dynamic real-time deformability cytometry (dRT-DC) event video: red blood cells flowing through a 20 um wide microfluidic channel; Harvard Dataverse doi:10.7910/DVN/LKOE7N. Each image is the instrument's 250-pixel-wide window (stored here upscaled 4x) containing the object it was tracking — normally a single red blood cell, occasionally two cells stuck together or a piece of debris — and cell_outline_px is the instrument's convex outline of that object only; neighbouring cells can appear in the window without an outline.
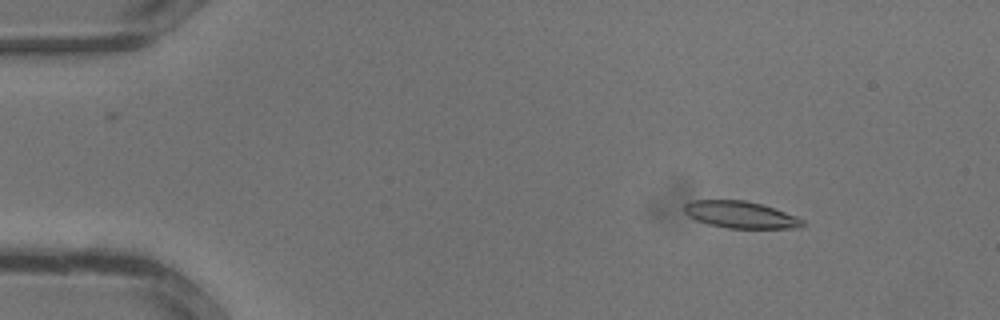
{"species": "common noctule bat (a hibernating species)", "species_latin": "Nyctalus noctula", "temperature_condition": "warm", "stored_images_in_passage": 34, "camera_frame_rate_fps": 3000, "um_per_image_px": 0.085, "animal": {"sex": "male", "body_mass_g": 13.3}, "frame": {"image": 1, "passage_image": 5, "time_ms": 1.333, "image_size_px": [1000, 320], "cell_outline_px": [[804, 224], [800, 228], [728, 228], [708, 224], [696, 220], [688, 216], [684, 212], [684, 204], [692, 200], [744, 200], [760, 204], [796, 216], [804, 220]], "centroid_in_image_um": [62.91, 18.25], "position_along_channel_um": 22.1, "area_um2": 18.44}}
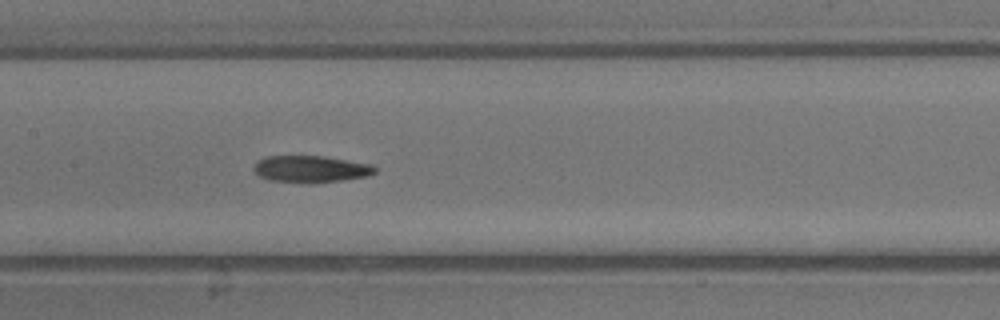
{"frame": {"image": 2, "passage_image": 17, "time_ms": 5.333, "image_size_px": [1000, 320], "cell_outline_px": [[376, 172], [368, 176], [344, 180], [312, 184], [308, 184], [268, 180], [260, 176], [252, 168], [256, 160], [264, 156], [324, 156], [372, 164], [376, 168]], "centroid_in_image_um": [26.4, 14.38], "position_along_channel_um": 181.0, "area_um2": 19.36}}
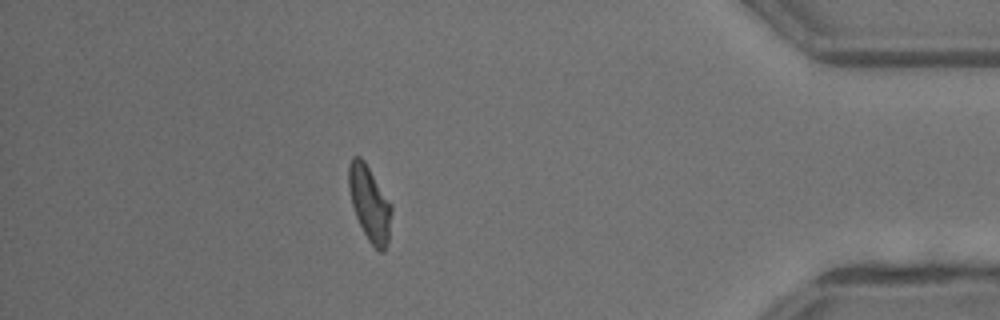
{"frame": {"image": 3, "passage_image": 30, "time_ms": 9.667, "image_size_px": [1000, 320], "cell_outline_px": [[392, 212], [388, 240], [384, 252], [380, 252], [368, 240], [356, 216], [352, 204], [348, 188], [348, 164], [352, 156], [360, 156], [364, 160], [392, 204]], "centroid_in_image_um": [31.41, 17.26], "position_along_channel_um": 403.8, "area_um2": 18.73}}